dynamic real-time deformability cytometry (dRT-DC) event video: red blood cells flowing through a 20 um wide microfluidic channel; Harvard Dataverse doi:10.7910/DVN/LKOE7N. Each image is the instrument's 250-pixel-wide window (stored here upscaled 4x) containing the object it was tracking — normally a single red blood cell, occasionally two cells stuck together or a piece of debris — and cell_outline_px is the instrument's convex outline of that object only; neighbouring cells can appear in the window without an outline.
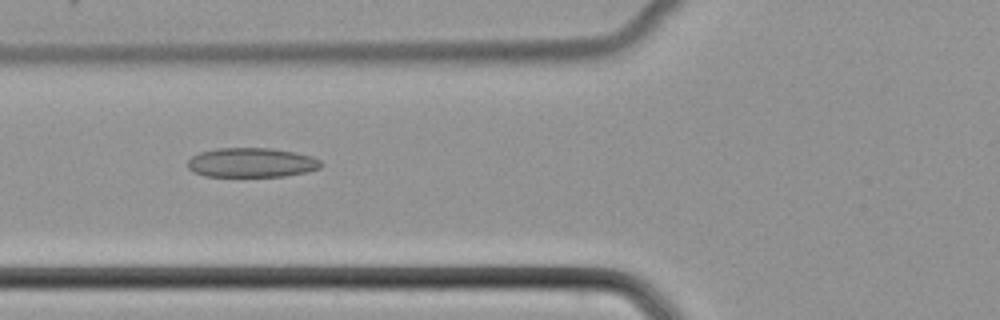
{"species": "common noctule bat (a hibernating species)", "species_latin": "Nyctalus noctula", "temperature_condition": "cold", "stored_images_in_passage": 51, "camera_frame_rate_fps": 3000, "um_per_image_px": 0.085, "animal": {"sex": "female", "body_mass_g": 22.7, "forearm_length_mm": 54.2}, "frame": {"image": 1, "passage_image": 20, "time_ms": 6.333, "image_size_px": [1000, 320], "cell_outline_px": [[324, 164], [320, 168], [308, 172], [284, 176], [204, 176], [192, 172], [188, 168], [188, 160], [192, 156], [200, 152], [216, 148], [272, 148], [296, 152], [312, 156], [320, 160]], "centroid_in_image_um": [21.4, 13.82], "position_along_channel_um": 104.4, "area_um2": 23.12}}
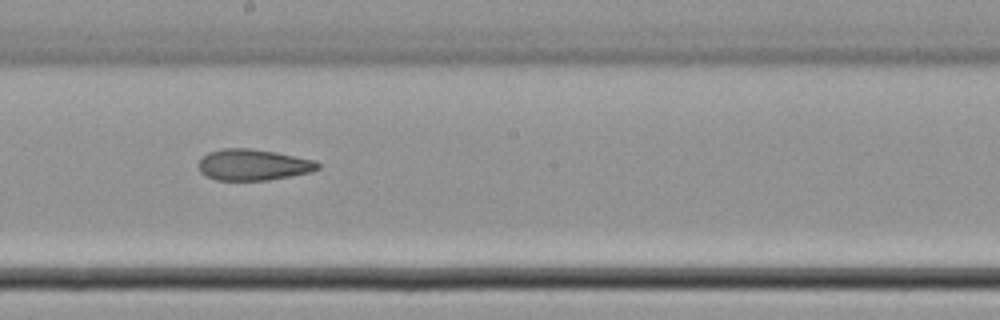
{"frame": {"image": 2, "passage_image": 29, "time_ms": 9.333, "image_size_px": [1000, 320], "cell_outline_px": [[320, 168], [312, 172], [268, 180], [216, 180], [204, 176], [200, 172], [196, 164], [208, 152], [224, 148], [252, 148], [276, 152], [316, 160], [320, 164]], "centroid_in_image_um": [21.51, 14.0], "position_along_channel_um": 226.7, "area_um2": 21.96}}
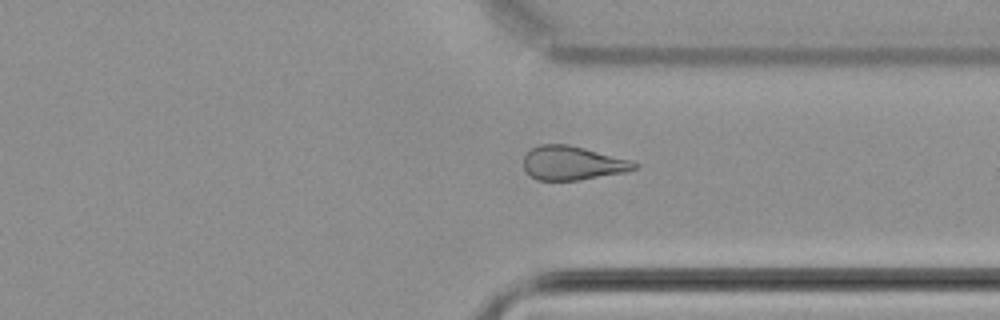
{"frame": {"image": 3, "passage_image": 39, "time_ms": 12.667, "image_size_px": [1000, 320], "cell_outline_px": [[640, 168], [624, 172], [580, 180], [536, 180], [528, 176], [524, 168], [524, 156], [532, 148], [540, 144], [568, 144], [632, 160], [640, 164]], "centroid_in_image_um": [48.68, 13.87], "position_along_channel_um": 362.7, "area_um2": 22.08}}